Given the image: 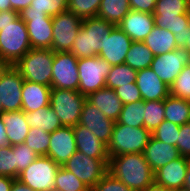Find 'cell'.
<instances>
[{
    "mask_svg": "<svg viewBox=\"0 0 190 191\" xmlns=\"http://www.w3.org/2000/svg\"><path fill=\"white\" fill-rule=\"evenodd\" d=\"M30 49L28 31L20 13L0 11V59L14 65Z\"/></svg>",
    "mask_w": 190,
    "mask_h": 191,
    "instance_id": "1",
    "label": "cell"
},
{
    "mask_svg": "<svg viewBox=\"0 0 190 191\" xmlns=\"http://www.w3.org/2000/svg\"><path fill=\"white\" fill-rule=\"evenodd\" d=\"M108 172L133 191H142L155 182L154 172L143 153L111 156Z\"/></svg>",
    "mask_w": 190,
    "mask_h": 191,
    "instance_id": "2",
    "label": "cell"
},
{
    "mask_svg": "<svg viewBox=\"0 0 190 191\" xmlns=\"http://www.w3.org/2000/svg\"><path fill=\"white\" fill-rule=\"evenodd\" d=\"M153 17L155 26L171 31L178 47H184L190 33L189 0H157Z\"/></svg>",
    "mask_w": 190,
    "mask_h": 191,
    "instance_id": "3",
    "label": "cell"
},
{
    "mask_svg": "<svg viewBox=\"0 0 190 191\" xmlns=\"http://www.w3.org/2000/svg\"><path fill=\"white\" fill-rule=\"evenodd\" d=\"M115 26L98 16L83 19L70 52L76 58L98 56L106 38Z\"/></svg>",
    "mask_w": 190,
    "mask_h": 191,
    "instance_id": "4",
    "label": "cell"
},
{
    "mask_svg": "<svg viewBox=\"0 0 190 191\" xmlns=\"http://www.w3.org/2000/svg\"><path fill=\"white\" fill-rule=\"evenodd\" d=\"M53 61L51 49L31 48L13 66L24 80L51 87Z\"/></svg>",
    "mask_w": 190,
    "mask_h": 191,
    "instance_id": "5",
    "label": "cell"
},
{
    "mask_svg": "<svg viewBox=\"0 0 190 191\" xmlns=\"http://www.w3.org/2000/svg\"><path fill=\"white\" fill-rule=\"evenodd\" d=\"M151 136L152 133L144 126L131 127L115 122L111 140L107 145L108 155L111 157L130 153H143Z\"/></svg>",
    "mask_w": 190,
    "mask_h": 191,
    "instance_id": "6",
    "label": "cell"
},
{
    "mask_svg": "<svg viewBox=\"0 0 190 191\" xmlns=\"http://www.w3.org/2000/svg\"><path fill=\"white\" fill-rule=\"evenodd\" d=\"M86 96L79 91L52 88L50 107L55 111L62 126H76L82 112Z\"/></svg>",
    "mask_w": 190,
    "mask_h": 191,
    "instance_id": "7",
    "label": "cell"
},
{
    "mask_svg": "<svg viewBox=\"0 0 190 191\" xmlns=\"http://www.w3.org/2000/svg\"><path fill=\"white\" fill-rule=\"evenodd\" d=\"M78 91L84 96L106 87V77L111 65L99 56L78 58Z\"/></svg>",
    "mask_w": 190,
    "mask_h": 191,
    "instance_id": "8",
    "label": "cell"
},
{
    "mask_svg": "<svg viewBox=\"0 0 190 191\" xmlns=\"http://www.w3.org/2000/svg\"><path fill=\"white\" fill-rule=\"evenodd\" d=\"M60 166L48 156H38L17 179L34 191H49L54 188L55 177Z\"/></svg>",
    "mask_w": 190,
    "mask_h": 191,
    "instance_id": "9",
    "label": "cell"
},
{
    "mask_svg": "<svg viewBox=\"0 0 190 191\" xmlns=\"http://www.w3.org/2000/svg\"><path fill=\"white\" fill-rule=\"evenodd\" d=\"M108 163L109 160L95 159L76 151L62 167L72 172L91 190L108 172Z\"/></svg>",
    "mask_w": 190,
    "mask_h": 191,
    "instance_id": "10",
    "label": "cell"
},
{
    "mask_svg": "<svg viewBox=\"0 0 190 191\" xmlns=\"http://www.w3.org/2000/svg\"><path fill=\"white\" fill-rule=\"evenodd\" d=\"M82 20L68 10L52 16L53 42L51 50L53 52L71 51L75 37L81 28Z\"/></svg>",
    "mask_w": 190,
    "mask_h": 191,
    "instance_id": "11",
    "label": "cell"
},
{
    "mask_svg": "<svg viewBox=\"0 0 190 191\" xmlns=\"http://www.w3.org/2000/svg\"><path fill=\"white\" fill-rule=\"evenodd\" d=\"M78 58L72 52H54L51 88L78 91Z\"/></svg>",
    "mask_w": 190,
    "mask_h": 191,
    "instance_id": "12",
    "label": "cell"
},
{
    "mask_svg": "<svg viewBox=\"0 0 190 191\" xmlns=\"http://www.w3.org/2000/svg\"><path fill=\"white\" fill-rule=\"evenodd\" d=\"M188 64H190V53L184 47H178L172 52L154 56L150 68L170 87Z\"/></svg>",
    "mask_w": 190,
    "mask_h": 191,
    "instance_id": "13",
    "label": "cell"
},
{
    "mask_svg": "<svg viewBox=\"0 0 190 191\" xmlns=\"http://www.w3.org/2000/svg\"><path fill=\"white\" fill-rule=\"evenodd\" d=\"M20 17L26 24L31 48L51 49L53 42L52 17L46 14H31L25 10Z\"/></svg>",
    "mask_w": 190,
    "mask_h": 191,
    "instance_id": "14",
    "label": "cell"
},
{
    "mask_svg": "<svg viewBox=\"0 0 190 191\" xmlns=\"http://www.w3.org/2000/svg\"><path fill=\"white\" fill-rule=\"evenodd\" d=\"M23 77L9 65L0 77V102L4 112L18 111L22 107Z\"/></svg>",
    "mask_w": 190,
    "mask_h": 191,
    "instance_id": "15",
    "label": "cell"
},
{
    "mask_svg": "<svg viewBox=\"0 0 190 191\" xmlns=\"http://www.w3.org/2000/svg\"><path fill=\"white\" fill-rule=\"evenodd\" d=\"M77 151L73 127L62 126L50 133L47 156L62 166Z\"/></svg>",
    "mask_w": 190,
    "mask_h": 191,
    "instance_id": "16",
    "label": "cell"
},
{
    "mask_svg": "<svg viewBox=\"0 0 190 191\" xmlns=\"http://www.w3.org/2000/svg\"><path fill=\"white\" fill-rule=\"evenodd\" d=\"M78 124L87 127L97 138L108 145L115 122L86 100Z\"/></svg>",
    "mask_w": 190,
    "mask_h": 191,
    "instance_id": "17",
    "label": "cell"
},
{
    "mask_svg": "<svg viewBox=\"0 0 190 191\" xmlns=\"http://www.w3.org/2000/svg\"><path fill=\"white\" fill-rule=\"evenodd\" d=\"M132 42L130 37H128L118 26H115L106 38L103 49L98 53V56L111 66L124 64Z\"/></svg>",
    "mask_w": 190,
    "mask_h": 191,
    "instance_id": "18",
    "label": "cell"
},
{
    "mask_svg": "<svg viewBox=\"0 0 190 191\" xmlns=\"http://www.w3.org/2000/svg\"><path fill=\"white\" fill-rule=\"evenodd\" d=\"M135 83L143 101L164 100L170 95V87L151 68L138 70Z\"/></svg>",
    "mask_w": 190,
    "mask_h": 191,
    "instance_id": "19",
    "label": "cell"
},
{
    "mask_svg": "<svg viewBox=\"0 0 190 191\" xmlns=\"http://www.w3.org/2000/svg\"><path fill=\"white\" fill-rule=\"evenodd\" d=\"M154 26L153 14L135 10H131L118 25L132 41H144Z\"/></svg>",
    "mask_w": 190,
    "mask_h": 191,
    "instance_id": "20",
    "label": "cell"
},
{
    "mask_svg": "<svg viewBox=\"0 0 190 191\" xmlns=\"http://www.w3.org/2000/svg\"><path fill=\"white\" fill-rule=\"evenodd\" d=\"M190 159L180 156L154 172L155 183L168 189L184 187L187 167Z\"/></svg>",
    "mask_w": 190,
    "mask_h": 191,
    "instance_id": "21",
    "label": "cell"
},
{
    "mask_svg": "<svg viewBox=\"0 0 190 191\" xmlns=\"http://www.w3.org/2000/svg\"><path fill=\"white\" fill-rule=\"evenodd\" d=\"M73 132L77 151L95 159L109 160L107 145L97 138L91 130L77 124L73 126Z\"/></svg>",
    "mask_w": 190,
    "mask_h": 191,
    "instance_id": "22",
    "label": "cell"
},
{
    "mask_svg": "<svg viewBox=\"0 0 190 191\" xmlns=\"http://www.w3.org/2000/svg\"><path fill=\"white\" fill-rule=\"evenodd\" d=\"M143 155L153 172L181 155L176 146L159 141L151 136Z\"/></svg>",
    "mask_w": 190,
    "mask_h": 191,
    "instance_id": "23",
    "label": "cell"
},
{
    "mask_svg": "<svg viewBox=\"0 0 190 191\" xmlns=\"http://www.w3.org/2000/svg\"><path fill=\"white\" fill-rule=\"evenodd\" d=\"M51 87L24 80L22 84V107L25 113L50 106Z\"/></svg>",
    "mask_w": 190,
    "mask_h": 191,
    "instance_id": "24",
    "label": "cell"
},
{
    "mask_svg": "<svg viewBox=\"0 0 190 191\" xmlns=\"http://www.w3.org/2000/svg\"><path fill=\"white\" fill-rule=\"evenodd\" d=\"M86 100L102 111L107 118L117 122L123 108L121 99L115 90L104 87L86 97Z\"/></svg>",
    "mask_w": 190,
    "mask_h": 191,
    "instance_id": "25",
    "label": "cell"
},
{
    "mask_svg": "<svg viewBox=\"0 0 190 191\" xmlns=\"http://www.w3.org/2000/svg\"><path fill=\"white\" fill-rule=\"evenodd\" d=\"M1 119L5 124L8 144L12 146L24 143L30 129L25 112L23 110L4 112Z\"/></svg>",
    "mask_w": 190,
    "mask_h": 191,
    "instance_id": "26",
    "label": "cell"
},
{
    "mask_svg": "<svg viewBox=\"0 0 190 191\" xmlns=\"http://www.w3.org/2000/svg\"><path fill=\"white\" fill-rule=\"evenodd\" d=\"M143 42L154 56L169 53L178 48L174 34L166 28L162 29L158 26L153 27Z\"/></svg>",
    "mask_w": 190,
    "mask_h": 191,
    "instance_id": "27",
    "label": "cell"
},
{
    "mask_svg": "<svg viewBox=\"0 0 190 191\" xmlns=\"http://www.w3.org/2000/svg\"><path fill=\"white\" fill-rule=\"evenodd\" d=\"M30 128H42L46 132H53L62 127L59 117L50 106L41 107L35 111L25 113Z\"/></svg>",
    "mask_w": 190,
    "mask_h": 191,
    "instance_id": "28",
    "label": "cell"
},
{
    "mask_svg": "<svg viewBox=\"0 0 190 191\" xmlns=\"http://www.w3.org/2000/svg\"><path fill=\"white\" fill-rule=\"evenodd\" d=\"M164 117L179 126L190 122V101L169 95L164 99Z\"/></svg>",
    "mask_w": 190,
    "mask_h": 191,
    "instance_id": "29",
    "label": "cell"
},
{
    "mask_svg": "<svg viewBox=\"0 0 190 191\" xmlns=\"http://www.w3.org/2000/svg\"><path fill=\"white\" fill-rule=\"evenodd\" d=\"M130 11L129 0H102L97 16L118 26Z\"/></svg>",
    "mask_w": 190,
    "mask_h": 191,
    "instance_id": "30",
    "label": "cell"
},
{
    "mask_svg": "<svg viewBox=\"0 0 190 191\" xmlns=\"http://www.w3.org/2000/svg\"><path fill=\"white\" fill-rule=\"evenodd\" d=\"M153 59H154V54L144 44L143 41H133L126 55L124 64L138 71L150 68Z\"/></svg>",
    "mask_w": 190,
    "mask_h": 191,
    "instance_id": "31",
    "label": "cell"
},
{
    "mask_svg": "<svg viewBox=\"0 0 190 191\" xmlns=\"http://www.w3.org/2000/svg\"><path fill=\"white\" fill-rule=\"evenodd\" d=\"M137 70L126 64L111 66L106 77V87L116 89L117 87L129 85L136 82Z\"/></svg>",
    "mask_w": 190,
    "mask_h": 191,
    "instance_id": "32",
    "label": "cell"
},
{
    "mask_svg": "<svg viewBox=\"0 0 190 191\" xmlns=\"http://www.w3.org/2000/svg\"><path fill=\"white\" fill-rule=\"evenodd\" d=\"M145 101H137L123 105L118 123L131 127L144 126Z\"/></svg>",
    "mask_w": 190,
    "mask_h": 191,
    "instance_id": "33",
    "label": "cell"
},
{
    "mask_svg": "<svg viewBox=\"0 0 190 191\" xmlns=\"http://www.w3.org/2000/svg\"><path fill=\"white\" fill-rule=\"evenodd\" d=\"M68 0H32L25 10L31 14H46L50 17L67 11Z\"/></svg>",
    "mask_w": 190,
    "mask_h": 191,
    "instance_id": "34",
    "label": "cell"
},
{
    "mask_svg": "<svg viewBox=\"0 0 190 191\" xmlns=\"http://www.w3.org/2000/svg\"><path fill=\"white\" fill-rule=\"evenodd\" d=\"M164 120V100L145 101L144 127L152 133Z\"/></svg>",
    "mask_w": 190,
    "mask_h": 191,
    "instance_id": "35",
    "label": "cell"
},
{
    "mask_svg": "<svg viewBox=\"0 0 190 191\" xmlns=\"http://www.w3.org/2000/svg\"><path fill=\"white\" fill-rule=\"evenodd\" d=\"M50 142V133L42 128H30L25 139V144L39 156H47Z\"/></svg>",
    "mask_w": 190,
    "mask_h": 191,
    "instance_id": "36",
    "label": "cell"
},
{
    "mask_svg": "<svg viewBox=\"0 0 190 191\" xmlns=\"http://www.w3.org/2000/svg\"><path fill=\"white\" fill-rule=\"evenodd\" d=\"M54 187L63 191H90L85 183L62 166L56 174Z\"/></svg>",
    "mask_w": 190,
    "mask_h": 191,
    "instance_id": "37",
    "label": "cell"
},
{
    "mask_svg": "<svg viewBox=\"0 0 190 191\" xmlns=\"http://www.w3.org/2000/svg\"><path fill=\"white\" fill-rule=\"evenodd\" d=\"M102 0H68L67 10L85 19L97 16Z\"/></svg>",
    "mask_w": 190,
    "mask_h": 191,
    "instance_id": "38",
    "label": "cell"
},
{
    "mask_svg": "<svg viewBox=\"0 0 190 191\" xmlns=\"http://www.w3.org/2000/svg\"><path fill=\"white\" fill-rule=\"evenodd\" d=\"M170 95L190 101V64L183 68L170 86Z\"/></svg>",
    "mask_w": 190,
    "mask_h": 191,
    "instance_id": "39",
    "label": "cell"
},
{
    "mask_svg": "<svg viewBox=\"0 0 190 191\" xmlns=\"http://www.w3.org/2000/svg\"><path fill=\"white\" fill-rule=\"evenodd\" d=\"M15 155L16 179L19 173L25 170L33 161L38 158V154L30 149L25 143L13 145Z\"/></svg>",
    "mask_w": 190,
    "mask_h": 191,
    "instance_id": "40",
    "label": "cell"
},
{
    "mask_svg": "<svg viewBox=\"0 0 190 191\" xmlns=\"http://www.w3.org/2000/svg\"><path fill=\"white\" fill-rule=\"evenodd\" d=\"M180 126L173 122L164 120L152 132V136L159 141L176 146Z\"/></svg>",
    "mask_w": 190,
    "mask_h": 191,
    "instance_id": "41",
    "label": "cell"
},
{
    "mask_svg": "<svg viewBox=\"0 0 190 191\" xmlns=\"http://www.w3.org/2000/svg\"><path fill=\"white\" fill-rule=\"evenodd\" d=\"M0 175L16 179V164L13 145L0 148Z\"/></svg>",
    "mask_w": 190,
    "mask_h": 191,
    "instance_id": "42",
    "label": "cell"
},
{
    "mask_svg": "<svg viewBox=\"0 0 190 191\" xmlns=\"http://www.w3.org/2000/svg\"><path fill=\"white\" fill-rule=\"evenodd\" d=\"M90 191H133L110 172H107Z\"/></svg>",
    "mask_w": 190,
    "mask_h": 191,
    "instance_id": "43",
    "label": "cell"
},
{
    "mask_svg": "<svg viewBox=\"0 0 190 191\" xmlns=\"http://www.w3.org/2000/svg\"><path fill=\"white\" fill-rule=\"evenodd\" d=\"M114 90L116 95L121 99L123 105L142 101L140 90L138 89L136 83H130L129 85L117 87Z\"/></svg>",
    "mask_w": 190,
    "mask_h": 191,
    "instance_id": "44",
    "label": "cell"
},
{
    "mask_svg": "<svg viewBox=\"0 0 190 191\" xmlns=\"http://www.w3.org/2000/svg\"><path fill=\"white\" fill-rule=\"evenodd\" d=\"M176 148L181 156L190 159V122L180 126Z\"/></svg>",
    "mask_w": 190,
    "mask_h": 191,
    "instance_id": "45",
    "label": "cell"
},
{
    "mask_svg": "<svg viewBox=\"0 0 190 191\" xmlns=\"http://www.w3.org/2000/svg\"><path fill=\"white\" fill-rule=\"evenodd\" d=\"M157 0H129L130 9L154 14Z\"/></svg>",
    "mask_w": 190,
    "mask_h": 191,
    "instance_id": "46",
    "label": "cell"
},
{
    "mask_svg": "<svg viewBox=\"0 0 190 191\" xmlns=\"http://www.w3.org/2000/svg\"><path fill=\"white\" fill-rule=\"evenodd\" d=\"M31 2L32 0H10L12 10L19 13L26 10L30 6Z\"/></svg>",
    "mask_w": 190,
    "mask_h": 191,
    "instance_id": "47",
    "label": "cell"
},
{
    "mask_svg": "<svg viewBox=\"0 0 190 191\" xmlns=\"http://www.w3.org/2000/svg\"><path fill=\"white\" fill-rule=\"evenodd\" d=\"M14 180L12 177L0 175V191H10Z\"/></svg>",
    "mask_w": 190,
    "mask_h": 191,
    "instance_id": "48",
    "label": "cell"
},
{
    "mask_svg": "<svg viewBox=\"0 0 190 191\" xmlns=\"http://www.w3.org/2000/svg\"><path fill=\"white\" fill-rule=\"evenodd\" d=\"M8 138L5 131V124L2 122L0 116V148L8 146Z\"/></svg>",
    "mask_w": 190,
    "mask_h": 191,
    "instance_id": "49",
    "label": "cell"
},
{
    "mask_svg": "<svg viewBox=\"0 0 190 191\" xmlns=\"http://www.w3.org/2000/svg\"><path fill=\"white\" fill-rule=\"evenodd\" d=\"M10 191H34V190L28 185H25L22 182H20L18 179H15L13 181Z\"/></svg>",
    "mask_w": 190,
    "mask_h": 191,
    "instance_id": "50",
    "label": "cell"
},
{
    "mask_svg": "<svg viewBox=\"0 0 190 191\" xmlns=\"http://www.w3.org/2000/svg\"><path fill=\"white\" fill-rule=\"evenodd\" d=\"M142 191H172V190L154 182L153 184L149 185Z\"/></svg>",
    "mask_w": 190,
    "mask_h": 191,
    "instance_id": "51",
    "label": "cell"
},
{
    "mask_svg": "<svg viewBox=\"0 0 190 191\" xmlns=\"http://www.w3.org/2000/svg\"><path fill=\"white\" fill-rule=\"evenodd\" d=\"M12 10L10 0H0V11Z\"/></svg>",
    "mask_w": 190,
    "mask_h": 191,
    "instance_id": "52",
    "label": "cell"
},
{
    "mask_svg": "<svg viewBox=\"0 0 190 191\" xmlns=\"http://www.w3.org/2000/svg\"><path fill=\"white\" fill-rule=\"evenodd\" d=\"M184 187L190 190V161L187 167V174L184 180Z\"/></svg>",
    "mask_w": 190,
    "mask_h": 191,
    "instance_id": "53",
    "label": "cell"
},
{
    "mask_svg": "<svg viewBox=\"0 0 190 191\" xmlns=\"http://www.w3.org/2000/svg\"><path fill=\"white\" fill-rule=\"evenodd\" d=\"M8 66L9 64L6 61L0 59V77Z\"/></svg>",
    "mask_w": 190,
    "mask_h": 191,
    "instance_id": "54",
    "label": "cell"
},
{
    "mask_svg": "<svg viewBox=\"0 0 190 191\" xmlns=\"http://www.w3.org/2000/svg\"><path fill=\"white\" fill-rule=\"evenodd\" d=\"M184 48L190 53V33L188 35L187 41L184 45Z\"/></svg>",
    "mask_w": 190,
    "mask_h": 191,
    "instance_id": "55",
    "label": "cell"
},
{
    "mask_svg": "<svg viewBox=\"0 0 190 191\" xmlns=\"http://www.w3.org/2000/svg\"><path fill=\"white\" fill-rule=\"evenodd\" d=\"M172 191H190V190L185 188V187H180V188H177V189H173Z\"/></svg>",
    "mask_w": 190,
    "mask_h": 191,
    "instance_id": "56",
    "label": "cell"
},
{
    "mask_svg": "<svg viewBox=\"0 0 190 191\" xmlns=\"http://www.w3.org/2000/svg\"><path fill=\"white\" fill-rule=\"evenodd\" d=\"M49 191H63V190H61V189H59V188L54 187V188L50 189Z\"/></svg>",
    "mask_w": 190,
    "mask_h": 191,
    "instance_id": "57",
    "label": "cell"
},
{
    "mask_svg": "<svg viewBox=\"0 0 190 191\" xmlns=\"http://www.w3.org/2000/svg\"><path fill=\"white\" fill-rule=\"evenodd\" d=\"M4 113L3 109H2V104L0 102V116Z\"/></svg>",
    "mask_w": 190,
    "mask_h": 191,
    "instance_id": "58",
    "label": "cell"
}]
</instances>
